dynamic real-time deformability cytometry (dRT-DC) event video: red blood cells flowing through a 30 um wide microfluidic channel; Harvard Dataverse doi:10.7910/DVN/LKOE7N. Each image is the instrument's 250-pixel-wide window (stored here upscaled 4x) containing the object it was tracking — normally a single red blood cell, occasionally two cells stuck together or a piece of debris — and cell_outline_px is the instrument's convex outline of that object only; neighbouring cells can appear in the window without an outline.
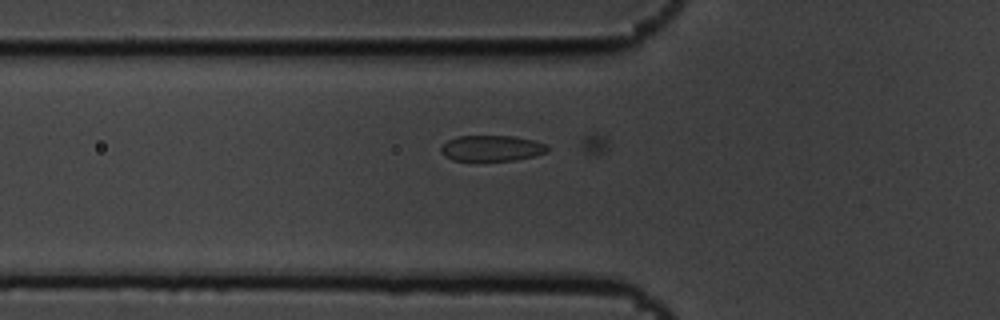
{"species": "common noctule bat (a hibernating species)", "species_latin": "Nyctalus noctula", "temperature_condition": "cold", "stored_images_in_passage": 7, "camera_frame_rate_fps": 3000, "um_per_image_px": 0.085, "animal": {"sex": "male", "body_mass_g": 19.5, "forearm_length_mm": 54.6}, "frame": {"image": 1, "passage_image": 7, "time_ms": 2.0, "image_size_px": [1000, 320], "cell_outline_px": [[548, 152], [516, 160], [452, 160], [444, 156], [440, 152], [440, 148], [448, 140], [456, 136], [516, 136], [536, 140], [544, 144], [548, 148]], "centroid_in_image_um": [41.79, 12.59], "position_along_channel_um": 84.0, "area_um2": 16.01}}